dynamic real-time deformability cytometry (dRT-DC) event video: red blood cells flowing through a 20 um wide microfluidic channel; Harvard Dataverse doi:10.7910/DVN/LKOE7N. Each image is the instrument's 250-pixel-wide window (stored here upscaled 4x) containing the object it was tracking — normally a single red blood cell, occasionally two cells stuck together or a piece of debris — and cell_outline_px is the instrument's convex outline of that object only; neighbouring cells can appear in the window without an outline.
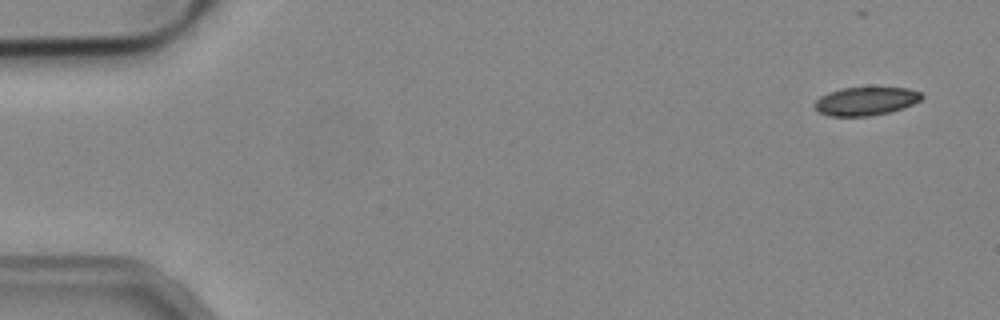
{"species": "common noctule bat (a hibernating species)", "species_latin": "Nyctalus noctula", "temperature_condition": "cold", "stored_images_in_passage": 8, "camera_frame_rate_fps": 3000, "um_per_image_px": 0.085, "animal": {"sex": "male", "body_mass_g": 19.2, "forearm_length_mm": 51.8}, "frame": {"image": 1, "passage_image": 1, "time_ms": 0.0, "image_size_px": [1000, 320], "cell_outline_px": [[924, 96], [920, 100], [904, 108], [888, 112], [868, 116], [828, 116], [820, 112], [816, 108], [816, 100], [820, 96], [828, 92], [840, 88], [908, 88], [920, 92]], "centroid_in_image_um": [73.59, 8.6], "position_along_channel_um": 11.4, "area_um2": 17.51}}
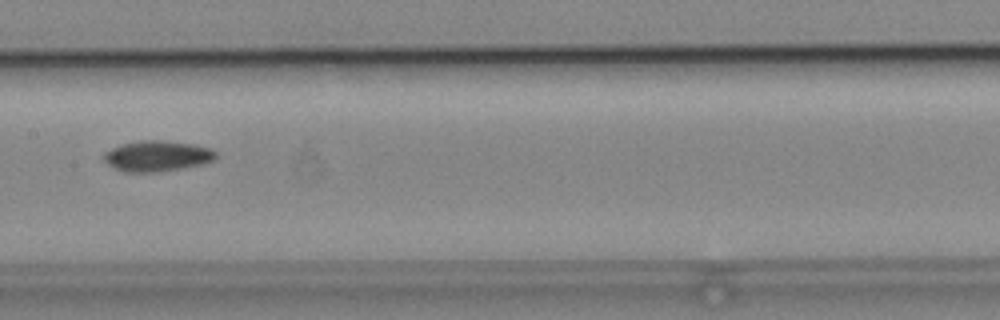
{"frame": {"image": 2, "passage_image": 7, "time_ms": 2.0, "image_size_px": [1000, 320], "cell_outline_px": [[216, 156], [212, 160], [200, 164], [180, 168], [156, 172], [124, 172], [108, 164], [100, 156], [104, 152], [120, 144], [140, 140], [160, 140], [192, 144], [212, 148], [216, 152]], "centroid_in_image_um": [13.3, 13.25], "position_along_channel_um": 194.1, "area_um2": 19.94}}
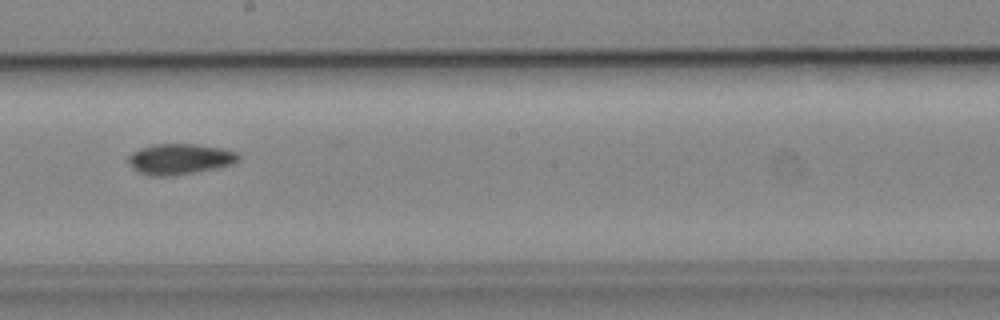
{"frame": {"image": 3, "passage_image": 8, "time_ms": 2.333, "image_size_px": [1000, 320], "cell_outline_px": [[240, 160], [232, 164], [216, 168], [196, 172], [172, 176], [148, 176], [140, 172], [128, 160], [128, 156], [132, 152], [152, 144], [196, 144], [220, 148], [236, 152], [240, 156]], "centroid_in_image_um": [15.31, 13.52], "position_along_channel_um": 232.9, "area_um2": 19.54}}